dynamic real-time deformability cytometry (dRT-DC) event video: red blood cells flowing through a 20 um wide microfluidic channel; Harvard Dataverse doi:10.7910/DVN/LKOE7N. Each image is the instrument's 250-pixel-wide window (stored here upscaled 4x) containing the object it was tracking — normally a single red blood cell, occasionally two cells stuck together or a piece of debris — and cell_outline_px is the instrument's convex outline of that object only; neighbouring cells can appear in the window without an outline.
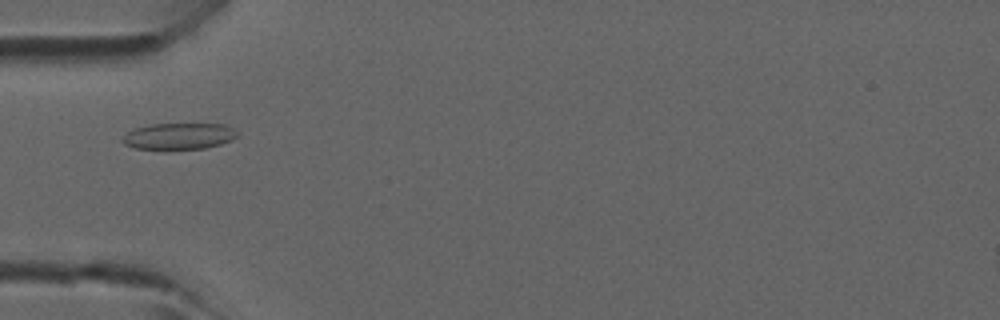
{"species": "common noctule bat (a hibernating species)", "species_latin": "Nyctalus noctula", "temperature_condition": "room temperature", "stored_images_in_passage": 6, "camera_frame_rate_fps": 3000, "um_per_image_px": 0.085, "animal": {"sex": "male", "forearm_length_mm": 52.5}, "frame": {"image": 1, "passage_image": 5, "time_ms": 1.333, "image_size_px": [1000, 320], "cell_outline_px": [[236, 136], [232, 140], [220, 144], [204, 148], [136, 148], [124, 144], [120, 140], [120, 136], [132, 128], [152, 124], [224, 124], [232, 128], [236, 132]], "centroid_in_image_um": [15.13, 11.55], "position_along_channel_um": 69.9, "area_um2": 17.46}}
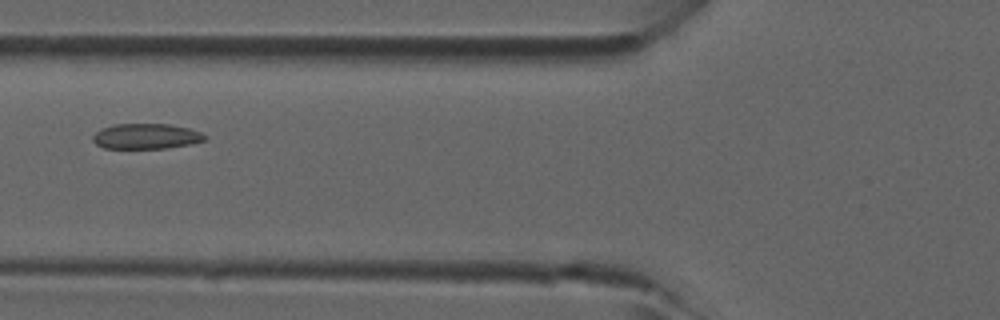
{"frame": {"image": 2, "passage_image": 6, "time_ms": 1.667, "image_size_px": [1000, 320], "cell_outline_px": [[208, 136], [204, 140], [192, 144], [168, 148], [104, 148], [96, 144], [92, 140], [92, 136], [100, 128], [112, 124], [168, 124], [188, 128], [200, 132]], "centroid_in_image_um": [12.4, 11.58], "position_along_channel_um": 113.4, "area_um2": 16.65}}